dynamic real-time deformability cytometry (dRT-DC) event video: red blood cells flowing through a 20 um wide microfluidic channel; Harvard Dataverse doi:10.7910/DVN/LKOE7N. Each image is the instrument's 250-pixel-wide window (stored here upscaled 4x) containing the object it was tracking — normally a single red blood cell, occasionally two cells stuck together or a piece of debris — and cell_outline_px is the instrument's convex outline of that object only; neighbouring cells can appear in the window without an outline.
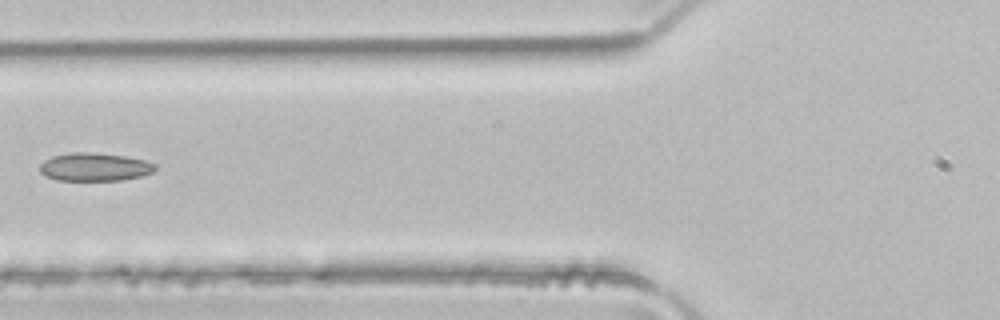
{"species": "common noctule bat (a hibernating species)", "species_latin": "Nyctalus noctula", "temperature_condition": "room temperature", "stored_images_in_passage": 4, "camera_frame_rate_fps": 3000, "um_per_image_px": 0.085, "animal": {"sex": "male", "body_mass_g": 21.5, "forearm_length_mm": 52.0}, "frame": {"image": 1, "passage_image": 4, "time_ms": 1.0, "image_size_px": [1000, 320], "cell_outline_px": [[156, 168], [152, 172], [140, 176], [120, 180], [56, 180], [40, 172], [40, 164], [44, 160], [52, 156], [72, 152], [92, 152], [124, 156], [144, 160], [156, 164]], "centroid_in_image_um": [8.03, 14.18], "position_along_channel_um": 117.8, "area_um2": 18.79}}